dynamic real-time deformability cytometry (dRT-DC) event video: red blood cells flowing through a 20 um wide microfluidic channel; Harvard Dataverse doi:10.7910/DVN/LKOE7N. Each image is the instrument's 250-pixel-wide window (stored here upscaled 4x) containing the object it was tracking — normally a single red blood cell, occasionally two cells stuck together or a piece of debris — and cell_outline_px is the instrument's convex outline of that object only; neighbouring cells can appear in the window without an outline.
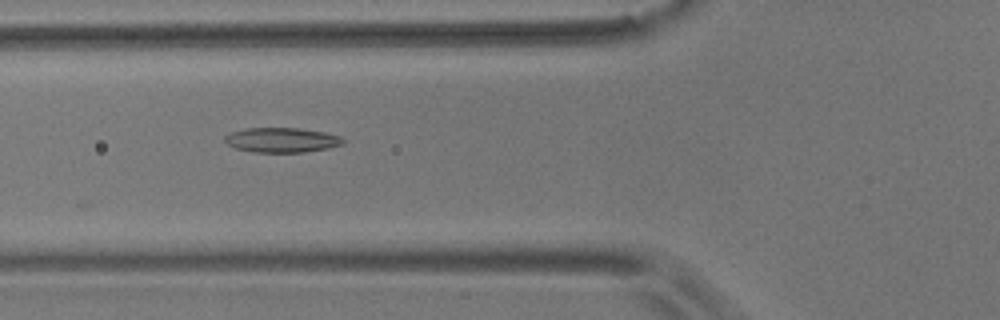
{"species": "common noctule bat (a hibernating species)", "species_latin": "Nyctalus noctula", "temperature_condition": "room temperature", "stored_images_in_passage": 33, "camera_frame_rate_fps": 3000, "um_per_image_px": 0.085, "animal": {"sex": "male", "body_mass_g": 17.9}, "frame": {"image": 1, "passage_image": 7, "time_ms": 2.0, "image_size_px": [1000, 320], "cell_outline_px": [[344, 144], [328, 148], [304, 152], [252, 152], [236, 148], [228, 144], [224, 140], [224, 136], [232, 132], [244, 128], [300, 128], [324, 132], [340, 136], [344, 140]], "centroid_in_image_um": [23.95, 11.9], "position_along_channel_um": 101.9, "area_um2": 17.05}}
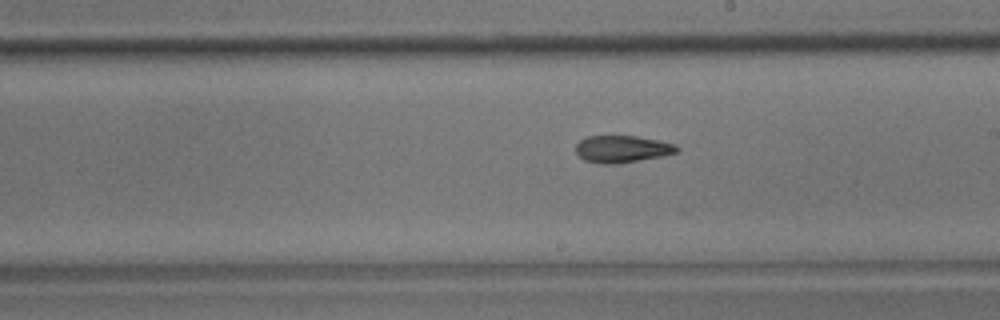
{"frame": {"image": 2, "passage_image": 18, "time_ms": 5.667, "image_size_px": [1000, 320], "cell_outline_px": [[680, 148], [676, 152], [664, 156], [616, 164], [604, 164], [584, 160], [576, 152], [576, 144], [580, 140], [588, 136], [636, 136], [660, 140], [676, 144]], "centroid_in_image_um": [52.91, 12.66], "position_along_channel_um": 236.1, "area_um2": 16.01}}
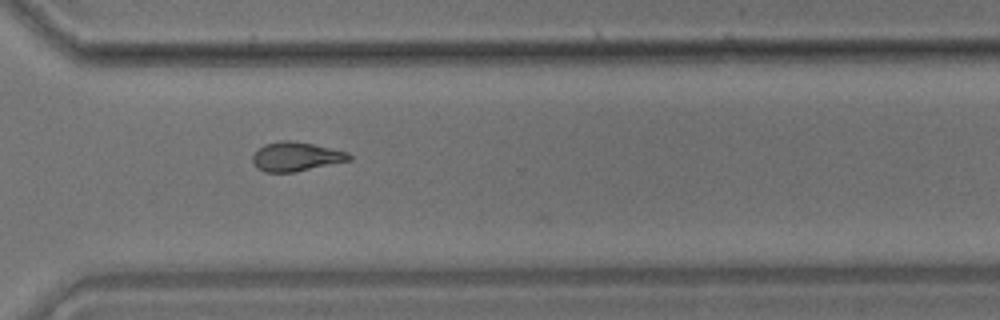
{"frame": {"image": 3, "passage_image": 27, "time_ms": 8.667, "image_size_px": [1000, 320], "cell_outline_px": [[352, 160], [296, 172], [264, 172], [256, 168], [252, 160], [252, 156], [264, 144], [280, 140], [288, 140], [312, 144], [348, 152], [352, 156]], "centroid_in_image_um": [25.16, 13.32], "position_along_channel_um": 345.4, "area_um2": 16.42}, "authors_computed_cell_mechanics": {"area_um2": 16.2418, "velocity_mm_per_s": 3.6544, "shape_relaxation_time_tau1_ms": null, "shape_relaxation_time_tau2_ms": 3.65, "deformation_change_tau1": null, "deformation_change_tau2": 0.1097}}